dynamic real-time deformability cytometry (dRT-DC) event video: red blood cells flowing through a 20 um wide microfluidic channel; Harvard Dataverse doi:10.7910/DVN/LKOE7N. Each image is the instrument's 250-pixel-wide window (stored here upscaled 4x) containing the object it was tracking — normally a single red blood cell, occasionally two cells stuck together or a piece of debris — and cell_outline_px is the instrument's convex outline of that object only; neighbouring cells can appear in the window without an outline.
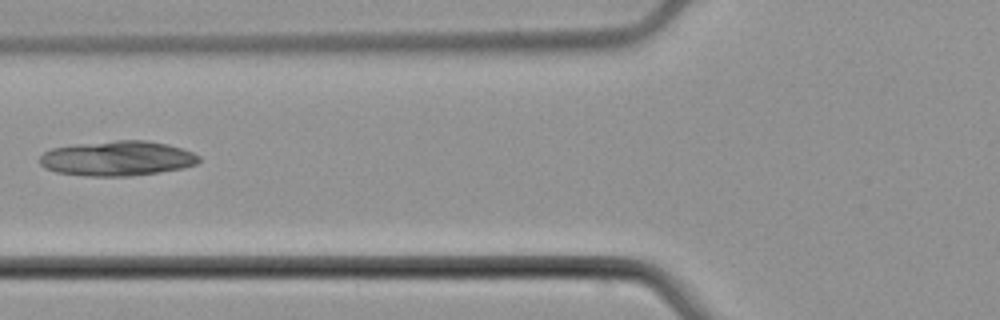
{"species": "common noctule bat (a hibernating species)", "species_latin": "Nyctalus noctula", "temperature_condition": "cold", "stored_images_in_passage": 4, "camera_frame_rate_fps": 3000, "um_per_image_px": 0.085, "animal": {"sex": "male", "body_mass_g": 21.5, "forearm_length_mm": 52.0}, "frame": {"image": 1, "passage_image": 4, "time_ms": 3.667, "image_size_px": [1000, 320], "cell_outline_px": [[200, 160], [196, 164], [184, 168], [128, 176], [88, 176], [56, 172], [44, 168], [40, 164], [40, 156], [44, 152], [52, 148], [76, 144], [116, 140], [144, 140], [168, 144], [192, 152], [200, 156]], "centroid_in_image_um": [9.96, 13.46], "position_along_channel_um": 115.8, "area_um2": 32.31}}